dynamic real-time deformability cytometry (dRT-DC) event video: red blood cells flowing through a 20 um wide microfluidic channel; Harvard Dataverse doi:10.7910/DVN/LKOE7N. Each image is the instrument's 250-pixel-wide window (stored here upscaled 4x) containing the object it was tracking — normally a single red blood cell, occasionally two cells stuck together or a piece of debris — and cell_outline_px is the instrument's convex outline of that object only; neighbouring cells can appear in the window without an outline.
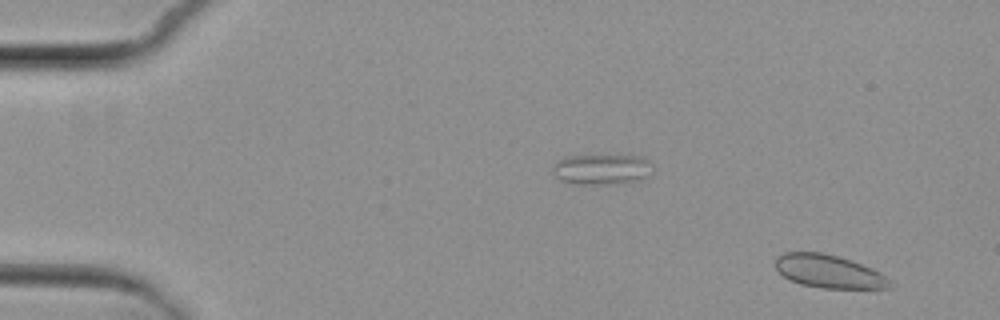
{"species": "common noctule bat (a hibernating species)", "species_latin": "Nyctalus noctula", "temperature_condition": "cold", "stored_images_in_passage": 5, "camera_frame_rate_fps": 3000, "um_per_image_px": 0.085, "animal": {"sex": "female", "body_mass_g": 29.2, "forearm_length_mm": 56.3}, "frame": {"image": 1, "passage_image": 1, "time_ms": 0.0, "image_size_px": [1000, 320], "cell_outline_px": [[896, 284], [892, 288], [824, 288], [800, 284], [788, 280], [776, 268], [776, 256], [784, 252], [820, 252], [836, 256], [872, 268], [880, 272]], "centroid_in_image_um": [70.47, 23.08], "position_along_channel_um": 14.5, "area_um2": 22.08}}
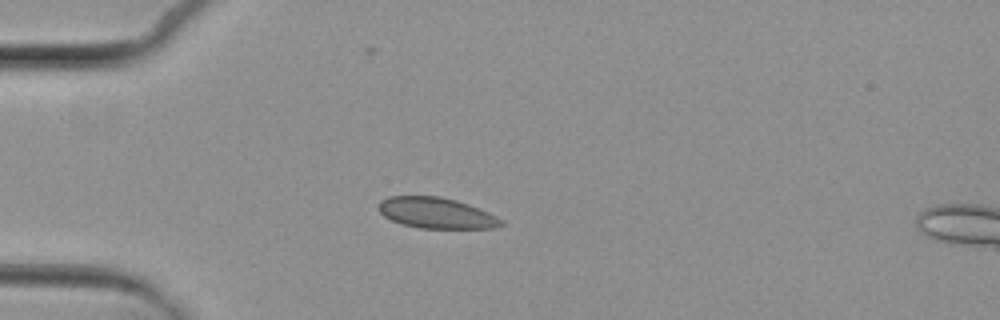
{"frame": {"image": 2, "passage_image": 4, "time_ms": 3.667, "image_size_px": [1000, 320], "cell_outline_px": [[504, 224], [496, 228], [420, 228], [400, 224], [384, 216], [380, 212], [380, 200], [388, 196], [440, 196], [456, 200], [468, 204], [488, 212], [504, 220]], "centroid_in_image_um": [37.1, 18.1], "position_along_channel_um": 47.9, "area_um2": 22.02}}